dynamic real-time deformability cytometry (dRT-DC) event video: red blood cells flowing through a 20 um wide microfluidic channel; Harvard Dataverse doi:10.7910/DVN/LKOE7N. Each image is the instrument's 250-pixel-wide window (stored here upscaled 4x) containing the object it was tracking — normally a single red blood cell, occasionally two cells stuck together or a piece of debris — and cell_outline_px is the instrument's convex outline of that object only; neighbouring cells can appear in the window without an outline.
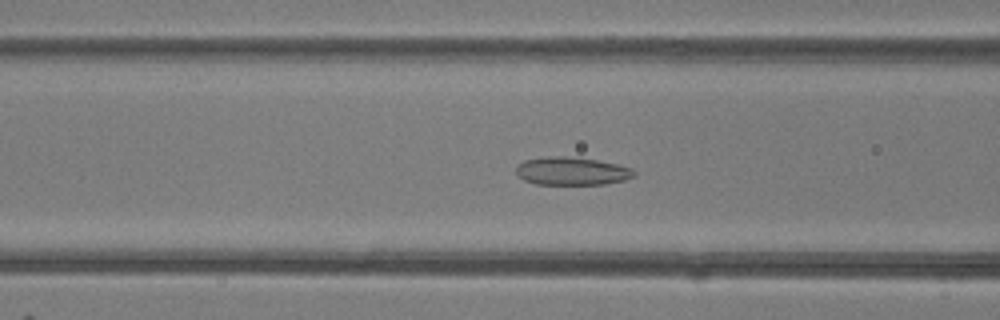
{"species": "common noctule bat (a hibernating species)", "species_latin": "Nyctalus noctula", "temperature_condition": "room temperature", "stored_images_in_passage": 45, "camera_frame_rate_fps": 3000, "um_per_image_px": 0.085, "animal": {"sex": "female"}, "frame": {"image": 1, "passage_image": 15, "time_ms": 4.667, "image_size_px": [1000, 320], "cell_outline_px": [[636, 176], [624, 180], [604, 184], [536, 184], [524, 180], [516, 172], [516, 168], [524, 160], [548, 156], [564, 156], [596, 160], [616, 164], [632, 168], [636, 172]], "centroid_in_image_um": [48.63, 14.54], "position_along_channel_um": 118.0, "area_um2": 19.13}}
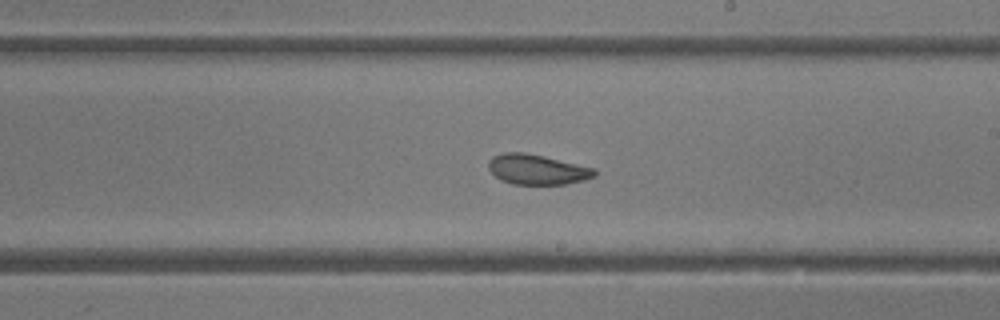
{"frame": {"image": 2, "passage_image": 24, "time_ms": 7.667, "image_size_px": [1000, 320], "cell_outline_px": [[596, 176], [584, 180], [564, 184], [512, 184], [500, 180], [488, 168], [488, 160], [492, 156], [504, 152], [524, 152], [544, 156], [596, 168]], "centroid_in_image_um": [45.65, 14.4], "position_along_channel_um": 243.4, "area_um2": 18.73}}
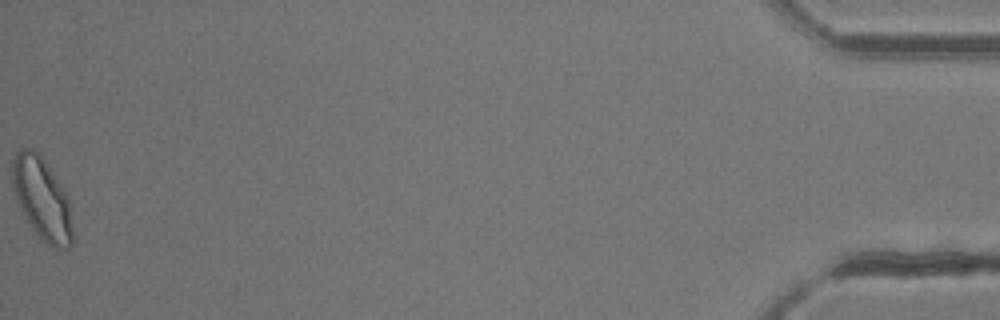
{"frame": {"image": 3, "passage_image": 45, "time_ms": 14.667, "image_size_px": [1000, 320], "cell_outline_px": [[72, 244], [68, 248], [56, 248], [48, 244], [28, 224], [16, 200], [12, 184], [12, 164], [16, 152], [20, 148], [32, 148], [40, 152], [64, 188], [68, 196], [72, 208]], "centroid_in_image_um": [3.59, 16.85], "position_along_channel_um": 431.6, "area_um2": 29.3}, "authors_computed_cell_mechanics": {"area_um2": 21.2704, "velocity_mm_per_s": 4.1647, "shape_relaxation_time_tau1_ms": 5.7556, "shape_relaxation_time_tau2_ms": 1.4218, "deformation_change_tau1": 0.139, "deformation_change_tau2": 0.0703}}